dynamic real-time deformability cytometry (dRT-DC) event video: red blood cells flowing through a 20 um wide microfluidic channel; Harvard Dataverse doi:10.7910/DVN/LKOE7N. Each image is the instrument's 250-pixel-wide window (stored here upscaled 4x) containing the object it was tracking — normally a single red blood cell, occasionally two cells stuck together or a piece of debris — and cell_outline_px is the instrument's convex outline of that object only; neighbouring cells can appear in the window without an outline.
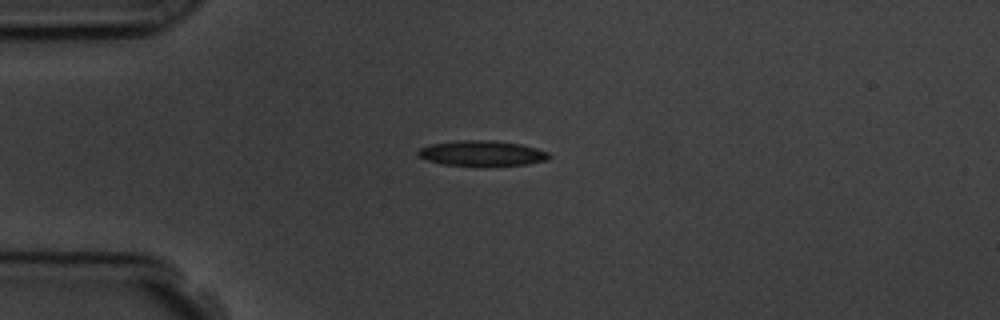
{"species": "common noctule bat (a hibernating species)", "species_latin": "Nyctalus noctula", "temperature_condition": "room temperature", "stored_images_in_passage": 6, "camera_frame_rate_fps": 3000, "um_per_image_px": 0.085, "animal": {"sex": "male", "body_mass_g": 19.5, "forearm_length_mm": 54.6}, "frame": {"image": 1, "passage_image": 1, "time_ms": 0.0, "image_size_px": [1000, 320], "cell_outline_px": [[552, 156], [548, 160], [528, 164], [444, 164], [428, 160], [420, 156], [416, 152], [420, 148], [432, 144], [460, 140], [488, 140], [520, 144], [536, 148], [548, 152]], "centroid_in_image_um": [41.0, 13.0], "position_along_channel_um": 44.0, "area_um2": 18.61}}